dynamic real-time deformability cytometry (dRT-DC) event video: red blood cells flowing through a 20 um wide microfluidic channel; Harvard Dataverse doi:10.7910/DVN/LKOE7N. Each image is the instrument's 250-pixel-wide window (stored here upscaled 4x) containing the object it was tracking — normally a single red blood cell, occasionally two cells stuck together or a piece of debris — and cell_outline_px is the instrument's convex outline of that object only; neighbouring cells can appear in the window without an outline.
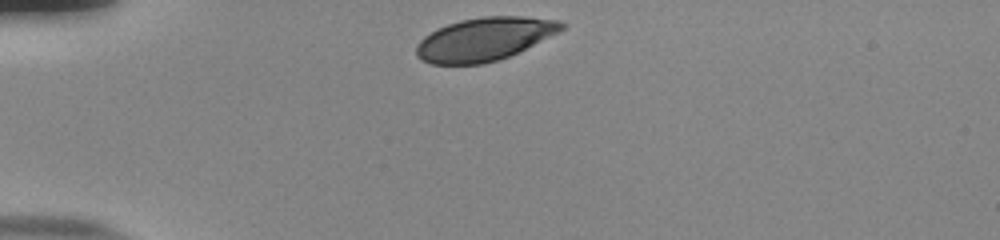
{"species": "human", "species_latin": "Homo sapiens", "temperature_condition": "room temperature", "stored_images_in_passage": 31, "camera_frame_rate_fps": 3000, "um_per_image_px": 0.085, "donor": {"sex": "male"}, "frame": {"image": 1, "passage_image": 1, "time_ms": 0.0, "image_size_px": [1000, 240], "cell_outline_px": [[564, 28], [508, 56], [484, 64], [432, 64], [420, 60], [416, 56], [416, 44], [424, 36], [448, 24], [460, 20], [484, 16], [524, 16], [560, 20], [564, 24]], "centroid_in_image_um": [41.11, 3.32], "position_along_channel_um": 43.9, "area_um2": 36.01}}
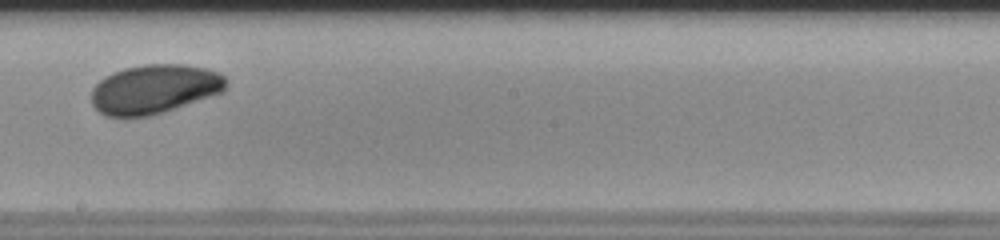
{"frame": {"image": 2, "passage_image": 19, "time_ms": 6.0, "image_size_px": [1000, 240], "cell_outline_px": [[228, 84], [224, 92], [148, 116], [104, 116], [92, 104], [92, 88], [104, 76], [112, 72], [124, 68], [144, 64], [180, 64], [208, 68], [220, 72], [224, 76]], "centroid_in_image_um": [13.14, 7.55], "position_along_channel_um": 235.1, "area_um2": 38.55}}
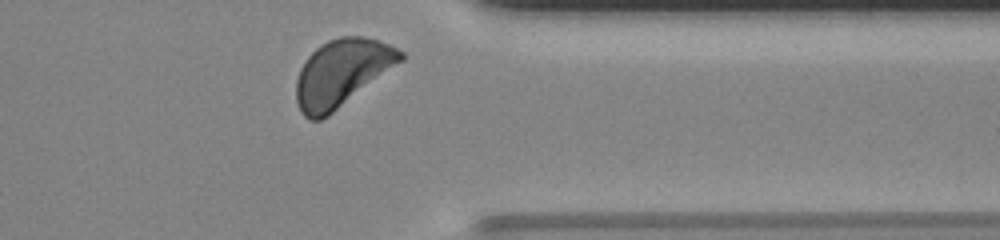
{"frame": {"image": 3, "passage_image": 31, "time_ms": 10.0, "image_size_px": [1000, 240], "cell_outline_px": [[404, 60], [328, 116], [320, 120], [308, 120], [300, 112], [296, 100], [296, 80], [300, 68], [308, 56], [316, 48], [328, 40], [340, 36], [364, 36], [388, 44], [404, 52]], "centroid_in_image_um": [29.04, 6.21], "position_along_channel_um": 382.4, "area_um2": 40.75}, "authors_computed_cell_mechanics": {"area_um2": 38.5526, "velocity_mm_per_s": 3.7931, "shape_relaxation_time_tau1_ms": 2.9374, "shape_relaxation_time_tau2_ms": null, "deformation_change_tau1": 0.1326, "deformation_change_tau2": null}}